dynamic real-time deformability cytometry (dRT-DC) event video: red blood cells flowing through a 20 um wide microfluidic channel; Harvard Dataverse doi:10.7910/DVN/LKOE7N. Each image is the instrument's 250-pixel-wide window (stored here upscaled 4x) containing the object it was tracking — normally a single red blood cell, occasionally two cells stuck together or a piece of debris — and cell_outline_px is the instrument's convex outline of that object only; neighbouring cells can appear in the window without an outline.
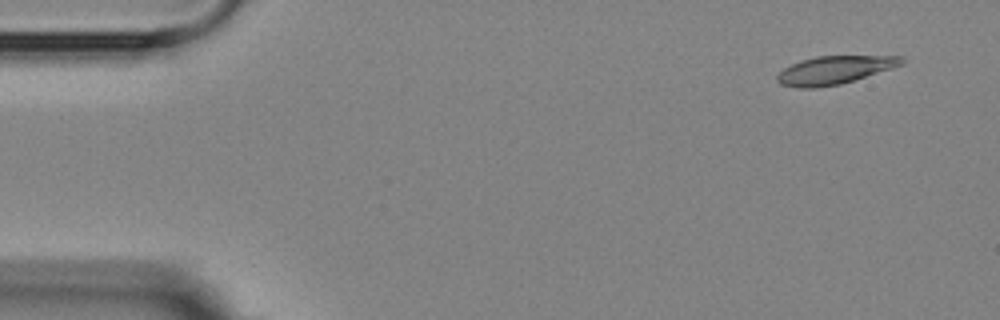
{"species": "Egyptian fruit bat (a non-hibernating species)", "species_latin": "Rousettus aegyptiacus", "temperature_condition": "room temperature", "stored_images_in_passage": 5, "camera_frame_rate_fps": 3000, "um_per_image_px": 0.085, "animal": {"sex": "female"}, "frame": {"image": 1, "passage_image": 1, "time_ms": 0.0, "image_size_px": [1000, 320], "cell_outline_px": [[904, 64], [892, 68], [840, 84], [816, 88], [800, 88], [780, 84], [776, 80], [776, 76], [784, 68], [800, 60], [816, 56], [904, 56]], "centroid_in_image_um": [70.91, 5.95], "position_along_channel_um": 14.1, "area_um2": 20.29}}
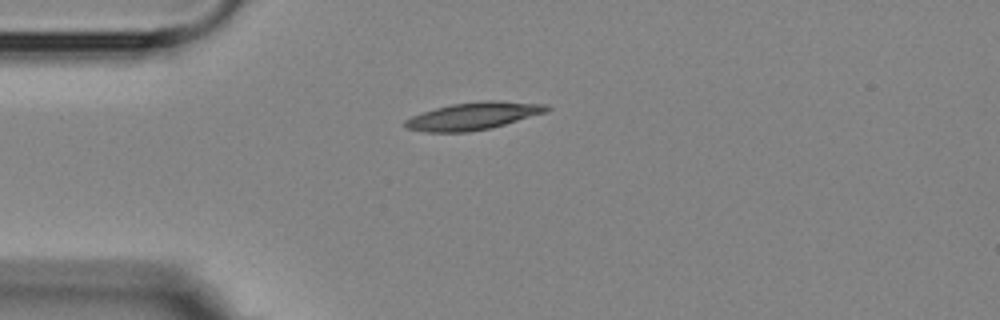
{"frame": {"image": 2, "passage_image": 3, "time_ms": 3.333, "image_size_px": [1000, 320], "cell_outline_px": [[552, 108], [548, 112], [492, 128], [468, 132], [424, 132], [404, 128], [404, 120], [412, 116], [436, 108], [452, 104], [484, 100], [496, 100], [548, 104]], "centroid_in_image_um": [40.28, 9.86], "position_along_channel_um": 44.7, "area_um2": 22.89}}
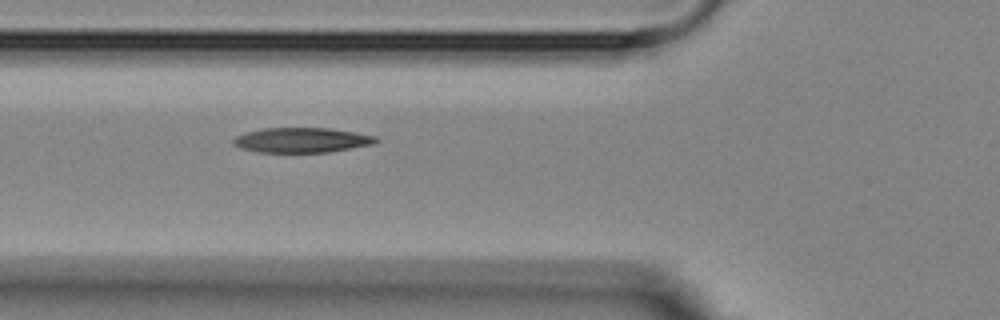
{"frame": {"image": 3, "passage_image": 5, "time_ms": 5.333, "image_size_px": [1000, 320], "cell_outline_px": [[380, 140], [372, 144], [328, 152], [260, 152], [240, 148], [232, 144], [232, 140], [236, 136], [260, 128], [332, 128], [376, 136]], "centroid_in_image_um": [25.63, 11.9], "position_along_channel_um": 100.2, "area_um2": 20.63}}